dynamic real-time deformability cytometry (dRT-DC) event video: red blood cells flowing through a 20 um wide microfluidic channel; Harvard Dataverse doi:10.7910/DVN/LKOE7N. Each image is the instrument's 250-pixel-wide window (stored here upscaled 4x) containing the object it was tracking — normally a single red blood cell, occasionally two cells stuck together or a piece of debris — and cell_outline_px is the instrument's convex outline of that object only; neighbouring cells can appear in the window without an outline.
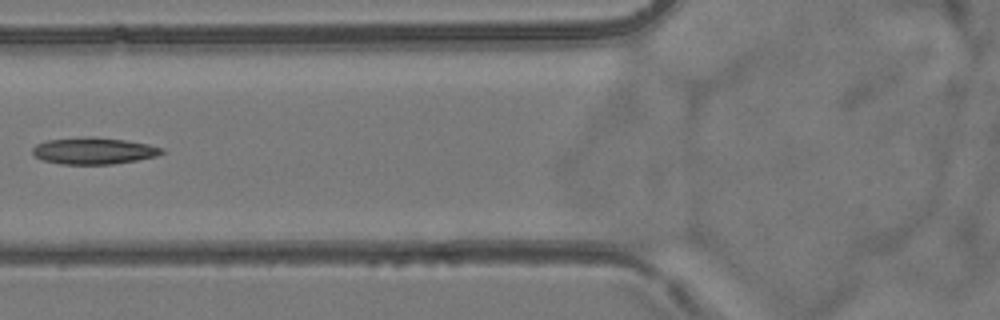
{"species": "common noctule bat (a hibernating species)", "species_latin": "Nyctalus noctula", "temperature_condition": "room temperature", "stored_images_in_passage": 8, "camera_frame_rate_fps": 3000, "um_per_image_px": 0.085, "animal": {"sex": "female", "body_mass_g": 24.6, "forearm_length_mm": 56.2}, "frame": {"image": 1, "passage_image": 7, "time_ms": 7.0, "image_size_px": [1000, 320], "cell_outline_px": [[164, 152], [156, 156], [136, 160], [112, 164], [60, 164], [44, 160], [36, 156], [32, 152], [32, 148], [36, 144], [48, 140], [84, 136], [92, 136], [124, 140], [148, 144], [164, 148]], "centroid_in_image_um": [7.96, 12.81], "position_along_channel_um": 117.8, "area_um2": 20.06}}
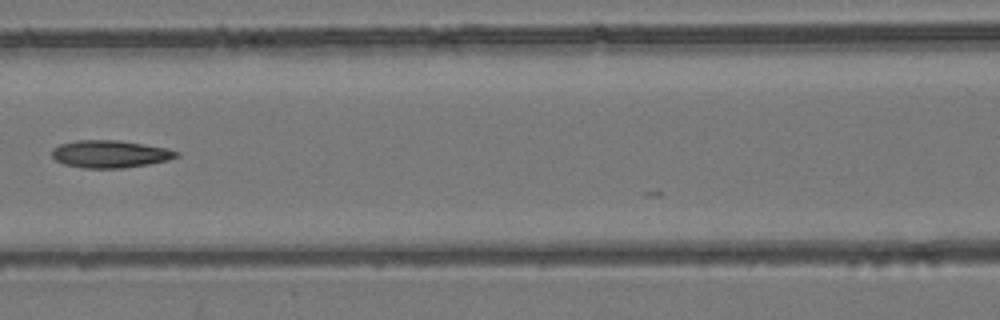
{"frame": {"image": 2, "passage_image": 8, "time_ms": 8.0, "image_size_px": [1000, 320], "cell_outline_px": [[180, 156], [168, 160], [148, 164], [120, 168], [84, 168], [64, 164], [56, 160], [52, 156], [52, 148], [60, 144], [76, 140], [120, 140], [168, 148], [180, 152]], "centroid_in_image_um": [9.37, 13.08], "position_along_channel_um": 157.2, "area_um2": 20.0}}